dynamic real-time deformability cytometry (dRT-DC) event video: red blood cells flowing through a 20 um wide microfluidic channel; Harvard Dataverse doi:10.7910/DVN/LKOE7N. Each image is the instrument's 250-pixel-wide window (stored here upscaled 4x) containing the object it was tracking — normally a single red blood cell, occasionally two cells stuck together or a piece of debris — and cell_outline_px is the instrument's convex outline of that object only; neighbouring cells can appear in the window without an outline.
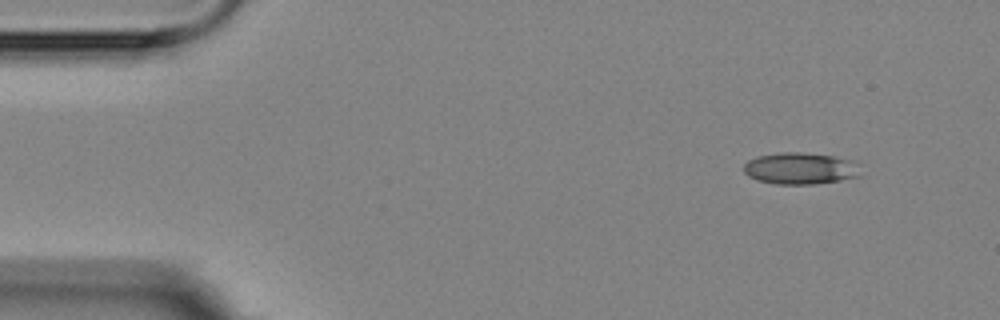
{"species": "Egyptian fruit bat (a non-hibernating species)", "species_latin": "Rousettus aegyptiacus", "temperature_condition": "room temperature", "stored_images_in_passage": 5, "camera_frame_rate_fps": 3000, "um_per_image_px": 0.085, "animal": {"sex": "female"}, "frame": {"image": 1, "passage_image": 1, "time_ms": 0.0, "image_size_px": [1000, 320], "cell_outline_px": [[860, 176], [840, 180], [816, 184], [776, 184], [756, 180], [748, 176], [744, 172], [744, 164], [748, 160], [756, 156], [780, 152], [800, 152], [832, 156], [852, 160]], "centroid_in_image_um": [67.95, 14.32], "position_along_channel_um": 17.1, "area_um2": 21.44}}
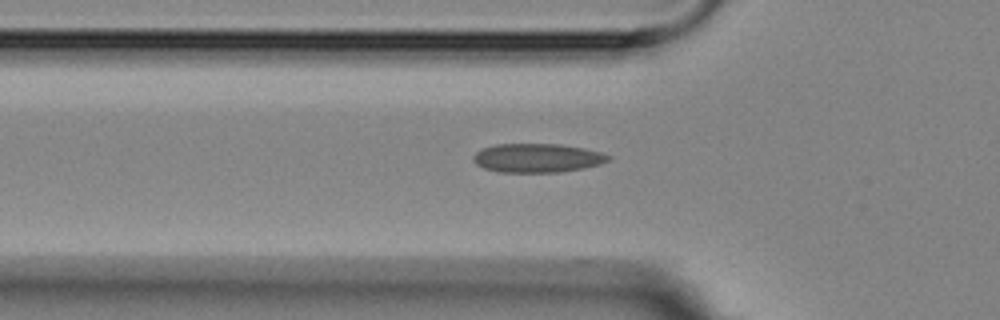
{"frame": {"image": 2, "passage_image": 4, "time_ms": 4.333, "image_size_px": [1000, 320], "cell_outline_px": [[612, 156], [608, 160], [600, 164], [580, 168], [556, 172], [500, 172], [484, 168], [476, 164], [472, 160], [472, 156], [476, 152], [484, 148], [496, 144], [560, 144], [584, 148], [600, 152]], "centroid_in_image_um": [45.64, 13.42], "position_along_channel_um": 80.2, "area_um2": 22.54}}
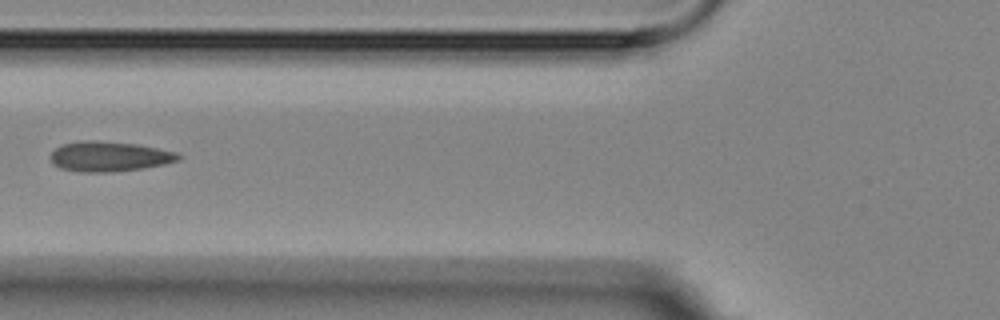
{"frame": {"image": 3, "passage_image": 5, "time_ms": 5.333, "image_size_px": [1000, 320], "cell_outline_px": [[184, 156], [180, 160], [164, 164], [144, 168], [112, 172], [80, 172], [60, 168], [52, 160], [52, 152], [56, 148], [64, 144], [80, 140], [96, 140], [136, 144], [176, 152]], "centroid_in_image_um": [9.33, 13.3], "position_along_channel_um": 116.5, "area_um2": 22.31}}